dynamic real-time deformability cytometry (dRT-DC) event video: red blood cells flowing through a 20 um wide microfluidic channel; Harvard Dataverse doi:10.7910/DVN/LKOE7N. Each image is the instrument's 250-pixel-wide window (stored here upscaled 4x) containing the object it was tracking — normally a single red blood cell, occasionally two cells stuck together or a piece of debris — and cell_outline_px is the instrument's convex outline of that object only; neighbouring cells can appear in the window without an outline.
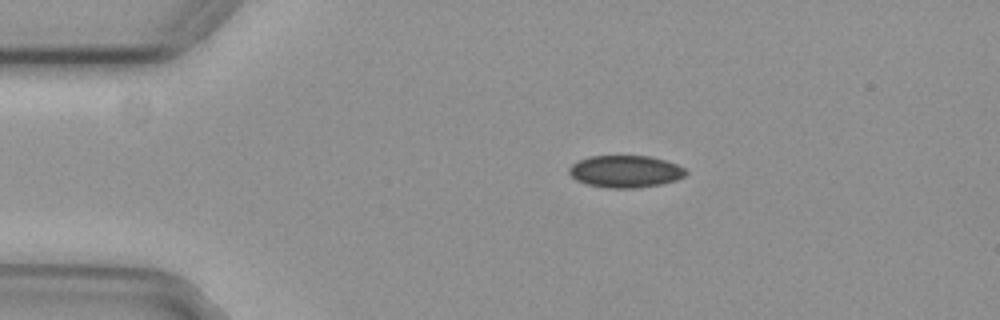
{"species": "common noctule bat (a hibernating species)", "species_latin": "Nyctalus noctula", "temperature_condition": "cold", "stored_images_in_passage": 54, "camera_frame_rate_fps": 3000, "um_per_image_px": 0.085, "animal": {"sex": "female", "body_mass_g": 29.2, "forearm_length_mm": 56.3}, "frame": {"image": 1, "passage_image": 10, "time_ms": 3.0, "image_size_px": [1000, 320], "cell_outline_px": [[688, 172], [684, 176], [676, 180], [660, 184], [636, 188], [608, 188], [588, 184], [576, 180], [568, 172], [568, 168], [572, 164], [588, 156], [648, 156], [664, 160], [676, 164], [684, 168]], "centroid_in_image_um": [53.14, 14.57], "position_along_channel_um": 31.9, "area_um2": 21.73}}
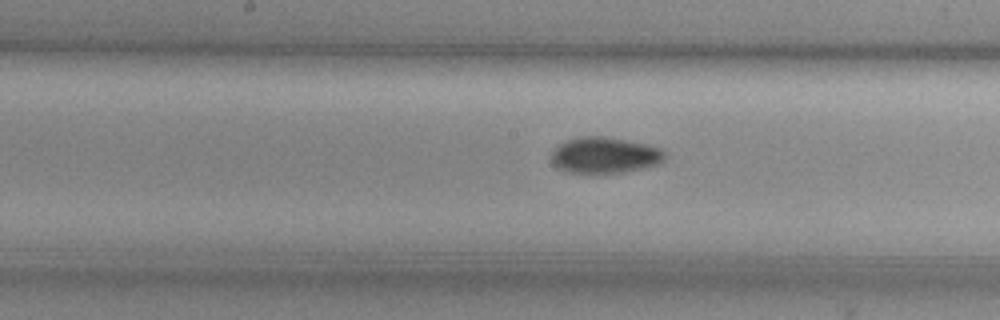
{"frame": {"image": 2, "passage_image": 27, "time_ms": 8.667, "image_size_px": [1000, 320], "cell_outline_px": [[664, 160], [660, 164], [644, 168], [624, 172], [592, 176], [588, 176], [568, 172], [556, 168], [552, 164], [552, 152], [560, 144], [568, 140], [580, 136], [604, 136], [648, 144], [660, 148], [664, 152]], "centroid_in_image_um": [51.38, 13.24], "position_along_channel_um": 196.8, "area_um2": 24.62}}
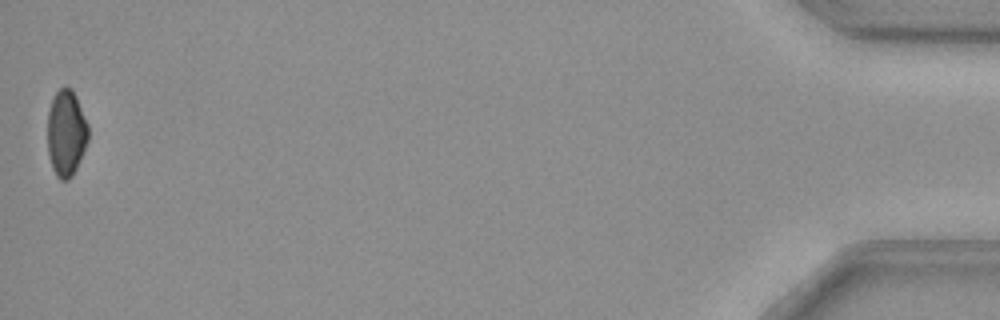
{"frame": {"image": 3, "passage_image": 54, "time_ms": 17.667, "image_size_px": [1000, 320], "cell_outline_px": [[88, 140], [76, 168], [72, 176], [68, 180], [60, 180], [56, 176], [52, 168], [48, 152], [48, 112], [52, 100], [56, 92], [60, 88], [72, 88], [76, 96], [88, 124]], "centroid_in_image_um": [5.62, 11.32], "position_along_channel_um": 429.6, "area_um2": 20.35}, "authors_computed_cell_mechanics": {"area_um2": 22.3108, "velocity_mm_per_s": 3.7304, "shape_relaxation_time_tau1_ms": 4.5704, "shape_relaxation_time_tau2_ms": null, "deformation_change_tau1": 0.0741, "deformation_change_tau2": null}}